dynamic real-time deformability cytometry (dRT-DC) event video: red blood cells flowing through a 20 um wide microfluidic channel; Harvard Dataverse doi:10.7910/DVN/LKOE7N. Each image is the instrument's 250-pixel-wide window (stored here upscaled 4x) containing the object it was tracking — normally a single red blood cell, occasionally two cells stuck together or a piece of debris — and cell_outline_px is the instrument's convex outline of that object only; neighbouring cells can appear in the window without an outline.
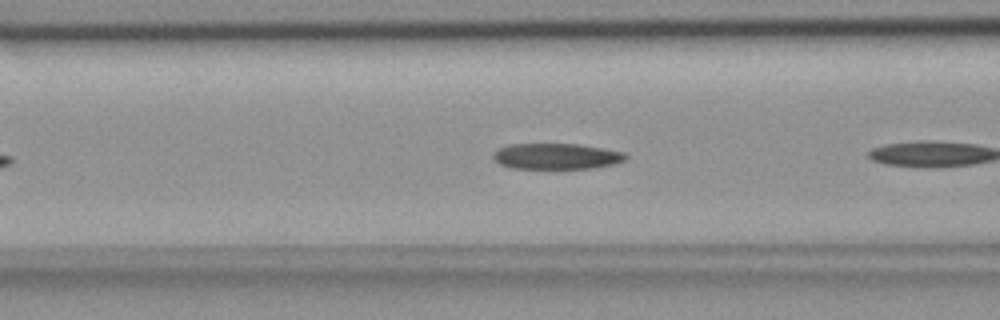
{"species": "common noctule bat (a hibernating species)", "species_latin": "Nyctalus noctula", "temperature_condition": "room temperature", "stored_images_in_passage": 7, "camera_frame_rate_fps": 3000, "um_per_image_px": 0.085, "animal": {"sex": "female", "body_mass_g": 18.4}, "frame": {"image": 1, "passage_image": 6, "time_ms": 1.667, "image_size_px": [1000, 320], "cell_outline_px": [[628, 156], [624, 160], [616, 164], [592, 168], [512, 168], [500, 164], [492, 156], [492, 152], [508, 144], [576, 144], [624, 152]], "centroid_in_image_um": [47.28, 13.28], "position_along_channel_um": 119.3, "area_um2": 19.83}}